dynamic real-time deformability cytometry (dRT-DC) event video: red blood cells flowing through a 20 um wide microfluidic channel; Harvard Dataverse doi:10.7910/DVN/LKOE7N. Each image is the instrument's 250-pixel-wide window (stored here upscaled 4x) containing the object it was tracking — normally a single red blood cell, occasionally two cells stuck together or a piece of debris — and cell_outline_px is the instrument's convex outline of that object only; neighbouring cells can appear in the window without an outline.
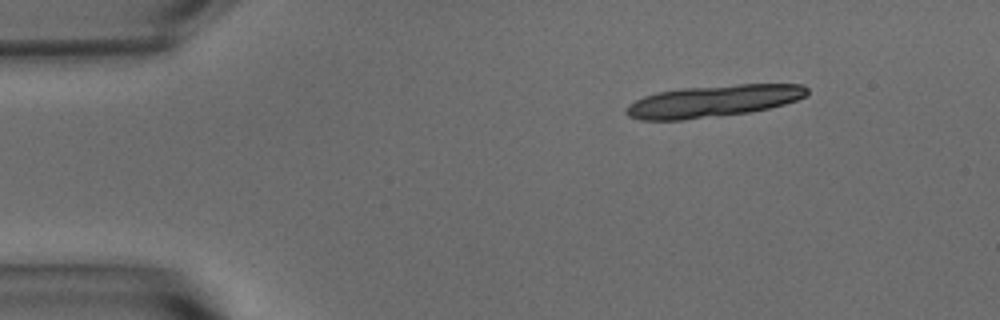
{"species": "common noctule bat (a hibernating species)", "species_latin": "Nyctalus noctula", "temperature_condition": "warm", "stored_images_in_passage": 12, "camera_frame_rate_fps": 3000, "um_per_image_px": 0.085, "animal": {"sex": "male", "body_mass_g": 15.6}, "frame": {"image": 1, "passage_image": 1, "time_ms": 0.0, "image_size_px": [1000, 320], "cell_outline_px": [[808, 92], [804, 96], [796, 100], [784, 104], [768, 108], [748, 112], [684, 120], [640, 120], [628, 116], [624, 112], [624, 108], [628, 104], [644, 96], [656, 92], [680, 88], [740, 84], [804, 84], [808, 88]], "centroid_in_image_um": [60.57, 8.59], "position_along_channel_um": 24.4, "area_um2": 33.7}}